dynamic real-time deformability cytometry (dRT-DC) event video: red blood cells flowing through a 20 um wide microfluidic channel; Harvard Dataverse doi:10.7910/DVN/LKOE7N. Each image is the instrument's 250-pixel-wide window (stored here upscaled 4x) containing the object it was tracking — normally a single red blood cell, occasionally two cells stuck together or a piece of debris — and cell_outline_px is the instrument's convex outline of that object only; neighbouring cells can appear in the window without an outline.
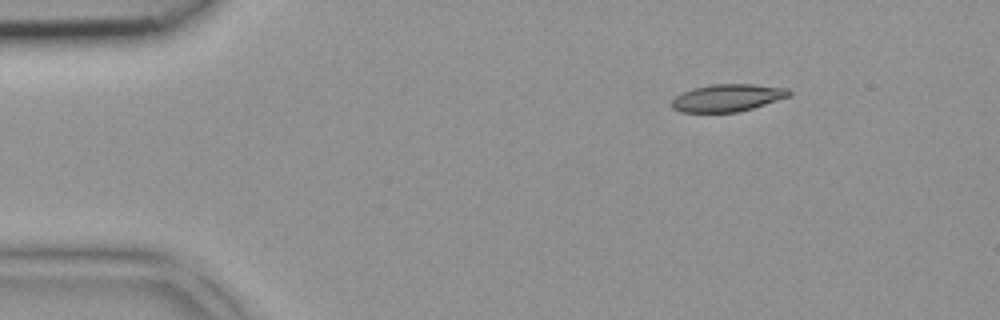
{"species": "common noctule bat (a hibernating species)", "species_latin": "Nyctalus noctula", "temperature_condition": "room temperature", "stored_images_in_passage": 3, "camera_frame_rate_fps": 3000, "um_per_image_px": 0.085, "animal": {"sex": "female", "body_mass_g": 18.4}, "frame": {"image": 1, "passage_image": 1, "time_ms": 0.0, "image_size_px": [1000, 320], "cell_outline_px": [[792, 96], [752, 108], [736, 112], [680, 112], [672, 108], [672, 100], [676, 96], [692, 88], [712, 84], [752, 84], [788, 88], [792, 92]], "centroid_in_image_um": [61.87, 8.31], "position_along_channel_um": 23.1, "area_um2": 18.73}}